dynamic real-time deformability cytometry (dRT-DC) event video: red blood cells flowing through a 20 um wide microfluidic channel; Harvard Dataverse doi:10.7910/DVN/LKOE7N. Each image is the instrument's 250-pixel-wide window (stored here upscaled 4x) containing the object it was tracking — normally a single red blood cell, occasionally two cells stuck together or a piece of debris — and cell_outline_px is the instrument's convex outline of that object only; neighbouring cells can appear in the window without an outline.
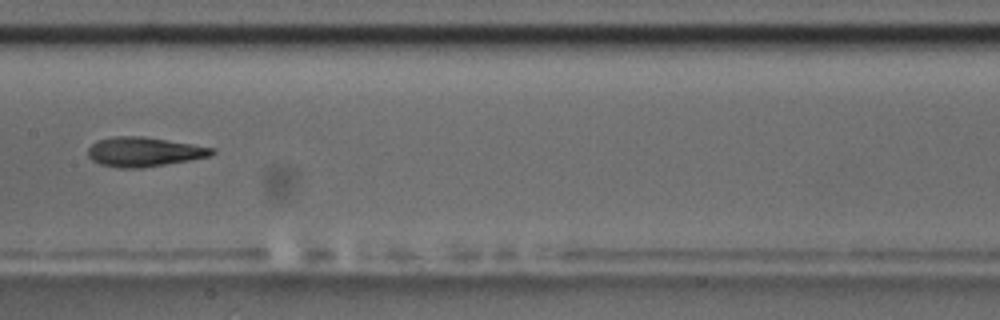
{"species": "common noctule bat (a hibernating species)", "species_latin": "Nyctalus noctula", "temperature_condition": "room temperature", "stored_images_in_passage": 9, "camera_frame_rate_fps": 3000, "um_per_image_px": 0.085, "animal": {"sex": "male", "body_mass_g": 17.5, "forearm_length_mm": 52.3}, "frame": {"image": 1, "passage_image": 7, "time_ms": 7.0, "image_size_px": [1000, 320], "cell_outline_px": [[216, 152], [208, 156], [188, 160], [140, 168], [120, 168], [100, 164], [92, 160], [88, 156], [88, 148], [96, 140], [116, 136], [144, 136], [216, 148]], "centroid_in_image_um": [12.21, 12.89], "position_along_channel_um": 195.2, "area_um2": 21.15}}